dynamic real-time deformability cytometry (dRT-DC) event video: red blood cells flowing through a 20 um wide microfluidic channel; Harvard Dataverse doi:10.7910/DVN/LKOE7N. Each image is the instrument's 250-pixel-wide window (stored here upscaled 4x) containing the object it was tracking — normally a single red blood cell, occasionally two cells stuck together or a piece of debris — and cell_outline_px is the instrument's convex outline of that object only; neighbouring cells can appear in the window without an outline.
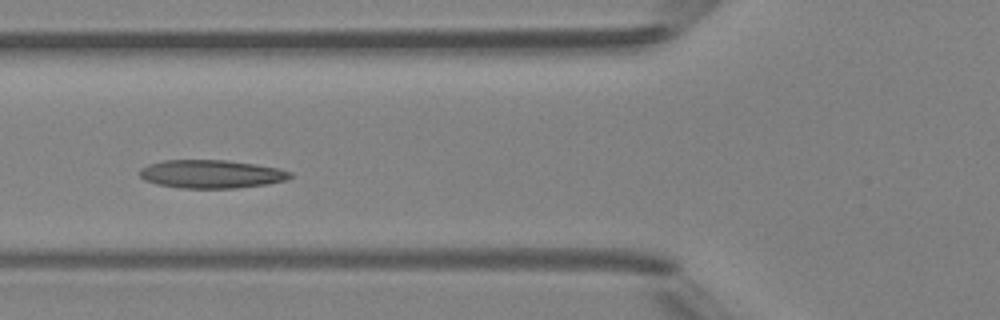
{"species": "Egyptian fruit bat (a non-hibernating species)", "species_latin": "Rousettus aegyptiacus", "temperature_condition": "room temperature", "stored_images_in_passage": 4, "camera_frame_rate_fps": 3000, "um_per_image_px": 0.085, "animal": {"sex": "female"}, "frame": {"image": 1, "passage_image": 3, "time_ms": 2.333, "image_size_px": [1000, 320], "cell_outline_px": [[292, 176], [288, 180], [268, 184], [236, 188], [180, 188], [156, 184], [144, 180], [140, 176], [140, 168], [148, 164], [164, 160], [224, 160], [256, 164], [280, 168], [292, 172]], "centroid_in_image_um": [17.98, 14.79], "position_along_channel_um": 107.8, "area_um2": 25.03}}
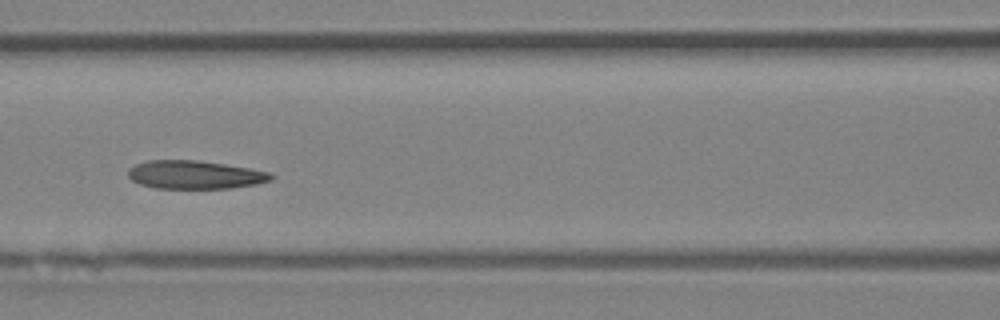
{"frame": {"image": 2, "passage_image": 4, "time_ms": 3.333, "image_size_px": [1000, 320], "cell_outline_px": [[276, 176], [272, 180], [256, 184], [232, 188], [156, 188], [140, 184], [132, 180], [128, 176], [128, 168], [136, 164], [148, 160], [196, 160], [224, 164], [272, 172]], "centroid_in_image_um": [16.59, 14.85], "position_along_channel_um": 150.0, "area_um2": 23.64}}